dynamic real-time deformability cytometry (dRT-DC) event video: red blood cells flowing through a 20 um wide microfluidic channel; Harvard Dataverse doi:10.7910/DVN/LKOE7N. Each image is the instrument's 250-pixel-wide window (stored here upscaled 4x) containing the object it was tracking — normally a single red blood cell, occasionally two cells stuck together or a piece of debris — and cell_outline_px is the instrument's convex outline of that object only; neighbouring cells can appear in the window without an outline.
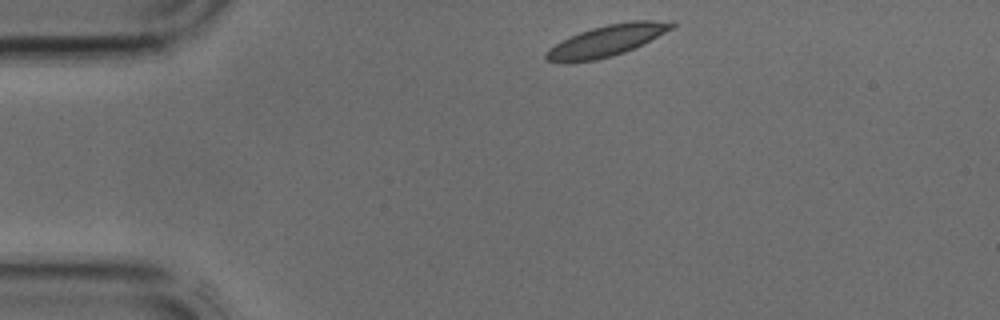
{"species": "common noctule bat (a hibernating species)", "species_latin": "Nyctalus noctula", "temperature_condition": "cold", "stored_images_in_passage": 2, "camera_frame_rate_fps": 3000, "um_per_image_px": 0.085, "animal": {"sex": "male", "body_mass_g": 17.9, "forearm_length_mm": 54.2}, "frame": {"image": 1, "passage_image": 1, "time_ms": 0.0, "image_size_px": [1000, 320], "cell_outline_px": [[676, 24], [672, 28], [624, 52], [612, 56], [596, 60], [544, 60], [544, 56], [548, 48], [580, 32], [592, 28], [608, 24], [632, 20], [676, 20]], "centroid_in_image_um": [51.64, 3.41], "position_along_channel_um": 33.4, "area_um2": 22.02}}